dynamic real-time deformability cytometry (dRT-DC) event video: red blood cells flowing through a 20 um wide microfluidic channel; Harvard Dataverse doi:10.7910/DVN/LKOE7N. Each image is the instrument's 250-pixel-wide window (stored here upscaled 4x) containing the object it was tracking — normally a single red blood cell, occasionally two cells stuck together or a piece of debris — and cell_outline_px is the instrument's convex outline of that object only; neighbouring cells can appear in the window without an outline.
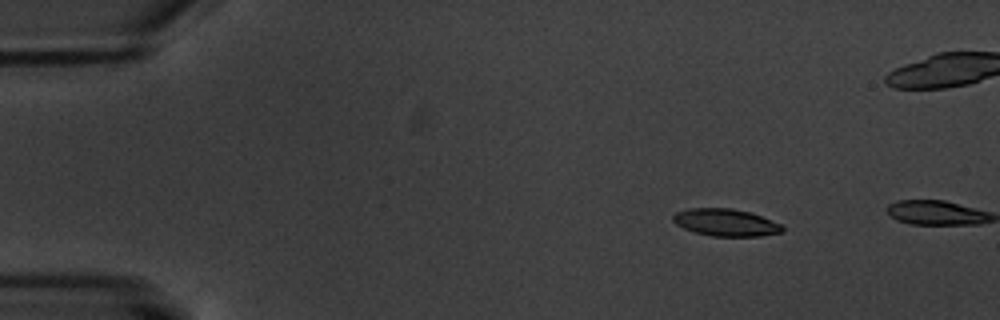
{"species": "common noctule bat (a hibernating species)", "species_latin": "Nyctalus noctula", "temperature_condition": "warm", "stored_images_in_passage": 3, "camera_frame_rate_fps": 3000, "um_per_image_px": 0.085, "animal": {"sex": "male", "body_mass_g": 20.1, "forearm_length_mm": 53.5}, "frame": {"image": 1, "passage_image": 2, "time_ms": 1.0, "image_size_px": [1000, 320], "cell_outline_px": [[784, 232], [760, 236], [712, 236], [696, 232], [684, 228], [676, 224], [672, 220], [672, 216], [676, 212], [688, 208], [732, 208], [752, 212], [780, 224], [784, 228]], "centroid_in_image_um": [61.69, 18.9], "position_along_channel_um": 23.3, "area_um2": 17.4}}